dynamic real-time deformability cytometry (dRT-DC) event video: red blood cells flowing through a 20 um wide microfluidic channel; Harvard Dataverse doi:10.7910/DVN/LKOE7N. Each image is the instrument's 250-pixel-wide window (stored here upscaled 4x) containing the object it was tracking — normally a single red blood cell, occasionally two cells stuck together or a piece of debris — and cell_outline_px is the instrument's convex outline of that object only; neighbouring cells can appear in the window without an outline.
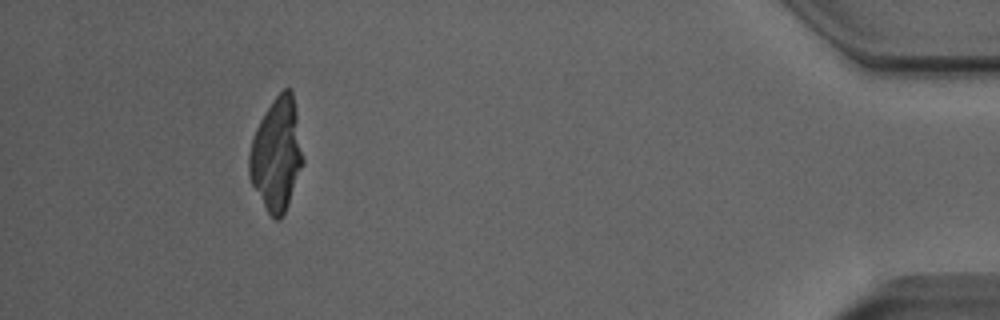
{"species": "Egyptian fruit bat (a non-hibernating species)", "species_latin": "Rousettus aegyptiacus", "temperature_condition": "room temperature", "stored_images_in_passage": 48, "camera_frame_rate_fps": 3000, "um_per_image_px": 0.085, "animal": {"sex": "male"}, "frame": {"image": 1, "passage_image": 44, "time_ms": 14.333, "image_size_px": [1000, 320], "cell_outline_px": [[304, 164], [288, 204], [280, 220], [276, 220], [268, 212], [252, 184], [248, 176], [248, 156], [252, 140], [256, 128], [264, 112], [276, 96], [284, 88], [288, 88], [292, 92], [296, 112], [304, 160]], "centroid_in_image_um": [23.51, 13.14], "position_along_channel_um": 411.7, "area_um2": 35.08}}